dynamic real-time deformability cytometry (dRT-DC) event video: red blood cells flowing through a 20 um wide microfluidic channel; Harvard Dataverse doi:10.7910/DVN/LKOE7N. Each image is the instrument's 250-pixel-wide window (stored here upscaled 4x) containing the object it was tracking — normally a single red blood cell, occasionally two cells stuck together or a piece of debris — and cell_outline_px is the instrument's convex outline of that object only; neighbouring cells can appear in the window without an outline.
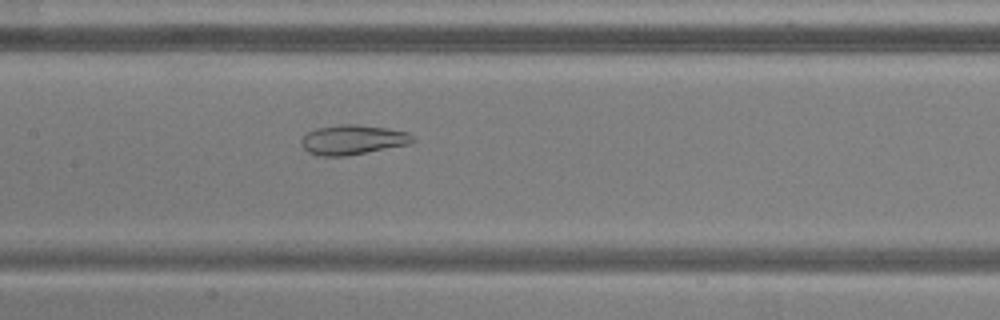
{"species": "common noctule bat (a hibernating species)", "species_latin": "Nyctalus noctula", "temperature_condition": "warm", "stored_images_in_passage": 52, "camera_frame_rate_fps": 3000, "um_per_image_px": 0.085, "animal": {"sex": "male", "body_mass_g": 20.5, "forearm_length_mm": 52.5}, "frame": {"image": 1, "passage_image": 24, "time_ms": 7.667, "image_size_px": [1000, 320], "cell_outline_px": [[416, 140], [412, 144], [344, 156], [320, 156], [308, 152], [300, 144], [300, 140], [308, 132], [316, 128], [340, 124], [356, 124], [388, 128], [408, 132], [416, 136]], "centroid_in_image_um": [30.03, 11.87], "position_along_channel_um": 177.4, "area_um2": 19.54}}
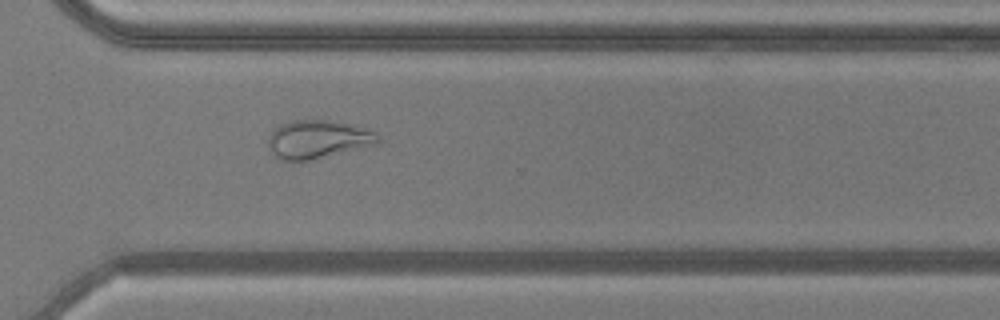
{"frame": {"image": 2, "passage_image": 37, "time_ms": 12.0, "image_size_px": [1000, 320], "cell_outline_px": [[380, 144], [308, 160], [284, 160], [276, 156], [272, 152], [268, 144], [268, 136], [280, 124], [292, 120], [328, 120], [368, 128], [376, 132], [380, 140]], "centroid_in_image_um": [27.06, 11.83], "position_along_channel_um": 343.5, "area_um2": 24.33}}
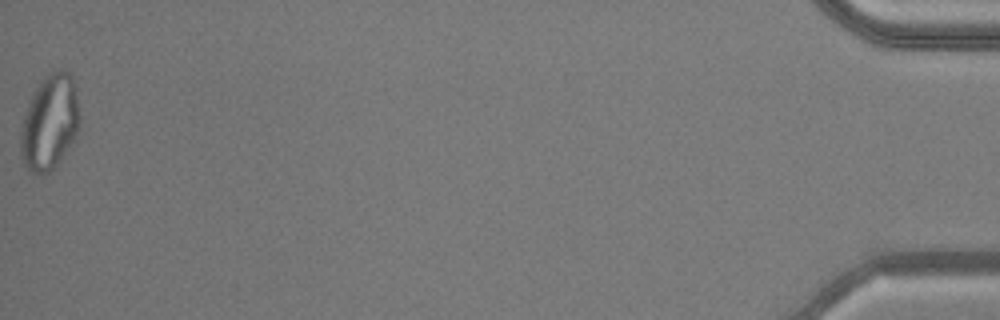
{"frame": {"image": 3, "passage_image": 52, "time_ms": 17.0, "image_size_px": [1000, 320], "cell_outline_px": [[80, 132], [56, 168], [48, 172], [28, 172], [20, 156], [20, 132], [24, 116], [32, 92], [40, 80], [44, 76], [60, 68], [68, 72], [72, 76], [76, 88], [80, 116]], "centroid_in_image_um": [4.25, 10.4], "position_along_channel_um": 431.0, "area_um2": 33.52}, "authors_computed_cell_mechanics": {"area_um2": 27.8018, "velocity_mm_per_s": 3.8425, "shape_relaxation_time_tau1_ms": null, "shape_relaxation_time_tau2_ms": 2.1064, "deformation_change_tau1": null, "deformation_change_tau2": 0.1013}}